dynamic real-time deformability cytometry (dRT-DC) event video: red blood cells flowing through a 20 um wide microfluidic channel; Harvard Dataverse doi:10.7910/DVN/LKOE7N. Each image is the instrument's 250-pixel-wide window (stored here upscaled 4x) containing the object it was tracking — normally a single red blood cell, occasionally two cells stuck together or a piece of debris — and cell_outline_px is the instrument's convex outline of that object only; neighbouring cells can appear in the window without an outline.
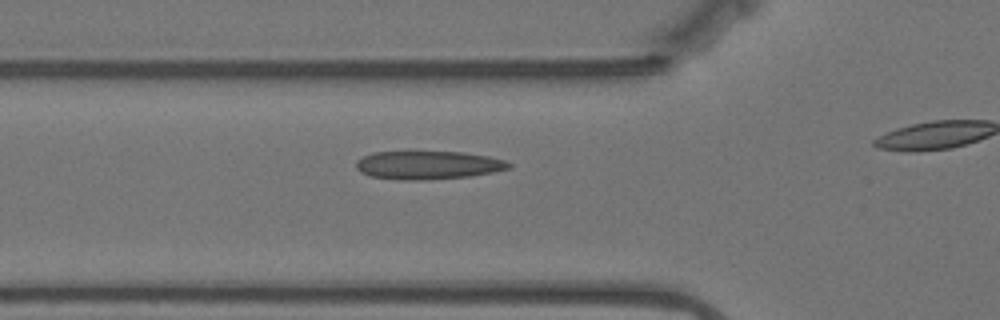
{"species": "Egyptian fruit bat (a non-hibernating species)", "species_latin": "Rousettus aegyptiacus", "temperature_condition": "warm", "stored_images_in_passage": 19, "camera_frame_rate_fps": 3000, "um_per_image_px": 0.085, "animal": {"sex": "female"}, "frame": {"image": 1, "passage_image": 14, "time_ms": 4.333, "image_size_px": [1000, 320], "cell_outline_px": [[512, 168], [492, 172], [468, 176], [424, 180], [408, 180], [372, 176], [360, 172], [356, 168], [356, 160], [372, 152], [460, 152], [488, 156], [504, 160], [512, 164]], "centroid_in_image_um": [36.39, 14.03], "position_along_channel_um": 89.4, "area_um2": 24.97}}